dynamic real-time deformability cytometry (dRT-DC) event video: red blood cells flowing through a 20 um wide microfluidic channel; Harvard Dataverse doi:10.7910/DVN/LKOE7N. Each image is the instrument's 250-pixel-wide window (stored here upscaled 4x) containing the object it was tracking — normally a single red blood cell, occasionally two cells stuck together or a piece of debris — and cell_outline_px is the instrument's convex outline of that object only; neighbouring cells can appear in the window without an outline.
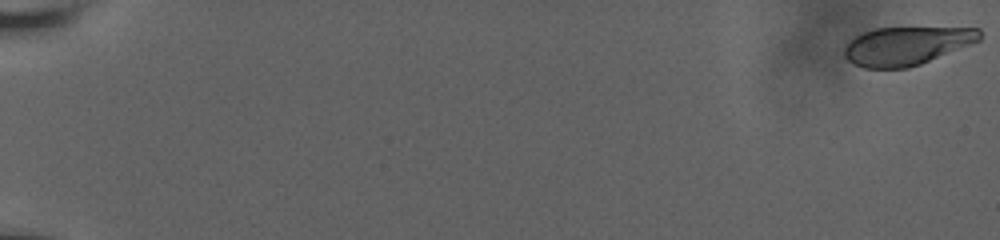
{"species": "human", "species_latin": "Homo sapiens", "temperature_condition": "room temperature", "stored_images_in_passage": 59, "camera_frame_rate_fps": 3000, "um_per_image_px": 0.085, "donor": {"sex": "male"}, "frame": {"image": 1, "passage_image": 1, "time_ms": 0.0, "image_size_px": [1000, 240], "cell_outline_px": [[980, 40], [920, 64], [908, 68], [864, 68], [852, 64], [844, 56], [844, 48], [856, 36], [864, 32], [876, 28], [980, 28]], "centroid_in_image_um": [77.02, 3.9], "position_along_channel_um": 8.0, "area_um2": 29.82}}
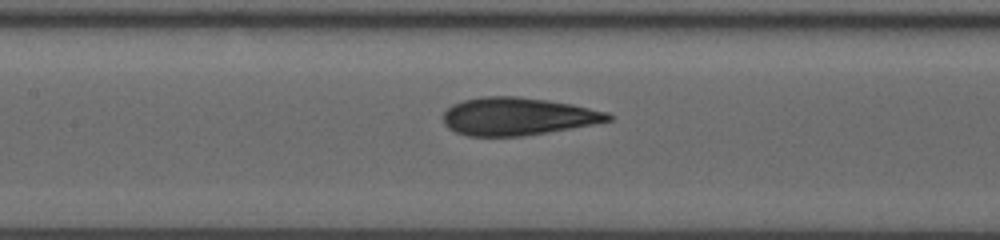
{"frame": {"image": 2, "passage_image": 32, "time_ms": 10.0, "image_size_px": [1000, 240], "cell_outline_px": [[612, 120], [592, 124], [548, 132], [524, 136], [468, 136], [456, 132], [448, 128], [444, 124], [444, 112], [452, 104], [464, 100], [480, 96], [516, 96], [548, 100], [572, 104], [608, 112], [612, 116]], "centroid_in_image_um": [43.98, 9.89], "position_along_channel_um": 163.4, "area_um2": 36.24}}
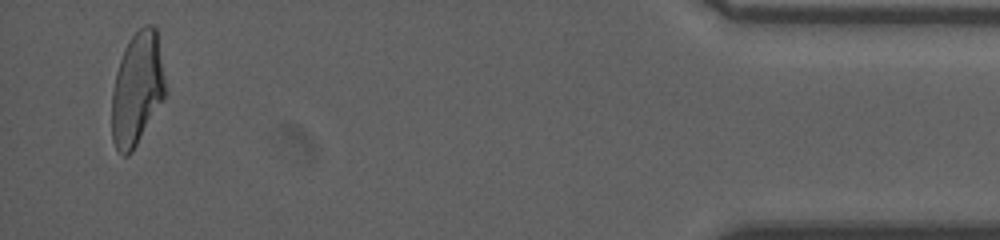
{"frame": {"image": 3, "passage_image": 59, "time_ms": 18.667, "image_size_px": [1000, 240], "cell_outline_px": [[168, 92], [132, 152], [128, 156], [124, 156], [116, 152], [112, 140], [112, 92], [116, 72], [124, 48], [128, 40], [144, 24], [156, 24], [168, 88]], "centroid_in_image_um": [11.69, 7.53], "position_along_channel_um": 423.5, "area_um2": 36.07}, "authors_computed_cell_mechanics": {"area_um2": 35.8938, "velocity_mm_per_s": 3.8013, "shape_relaxation_time_tau1_ms": 7.5246, "shape_relaxation_time_tau2_ms": 1.1675, "deformation_change_tau1": 0.2254, "deformation_change_tau2": 0.0736}}